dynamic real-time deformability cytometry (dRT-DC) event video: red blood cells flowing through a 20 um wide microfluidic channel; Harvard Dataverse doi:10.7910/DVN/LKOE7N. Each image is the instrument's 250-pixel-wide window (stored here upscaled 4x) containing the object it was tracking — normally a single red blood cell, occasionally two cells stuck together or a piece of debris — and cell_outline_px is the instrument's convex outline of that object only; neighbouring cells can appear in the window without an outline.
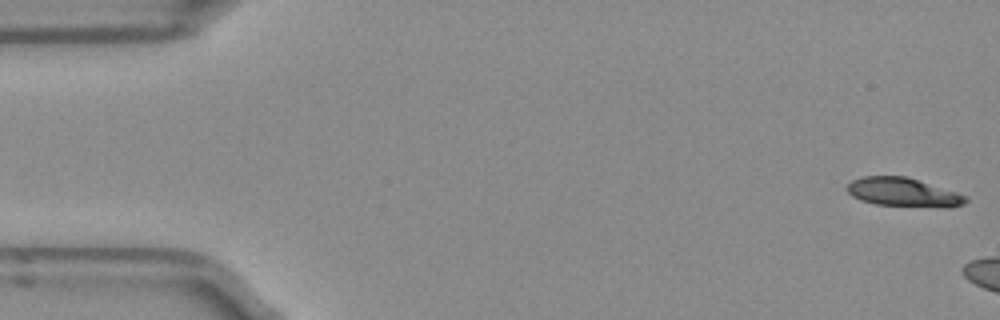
{"species": "Egyptian fruit bat (a non-hibernating species)", "species_latin": "Rousettus aegyptiacus", "temperature_condition": "room temperature", "stored_images_in_passage": 6, "camera_frame_rate_fps": 3000, "um_per_image_px": 0.085, "frame": {"image": 1, "passage_image": 1, "time_ms": 0.0, "image_size_px": [1000, 320], "cell_outline_px": [[968, 200], [964, 204], [948, 208], [876, 204], [860, 200], [852, 196], [848, 192], [848, 184], [852, 180], [864, 176], [904, 176], [956, 192], [968, 196]], "centroid_in_image_um": [76.8, 16.35], "position_along_channel_um": 8.2, "area_um2": 19.71}}